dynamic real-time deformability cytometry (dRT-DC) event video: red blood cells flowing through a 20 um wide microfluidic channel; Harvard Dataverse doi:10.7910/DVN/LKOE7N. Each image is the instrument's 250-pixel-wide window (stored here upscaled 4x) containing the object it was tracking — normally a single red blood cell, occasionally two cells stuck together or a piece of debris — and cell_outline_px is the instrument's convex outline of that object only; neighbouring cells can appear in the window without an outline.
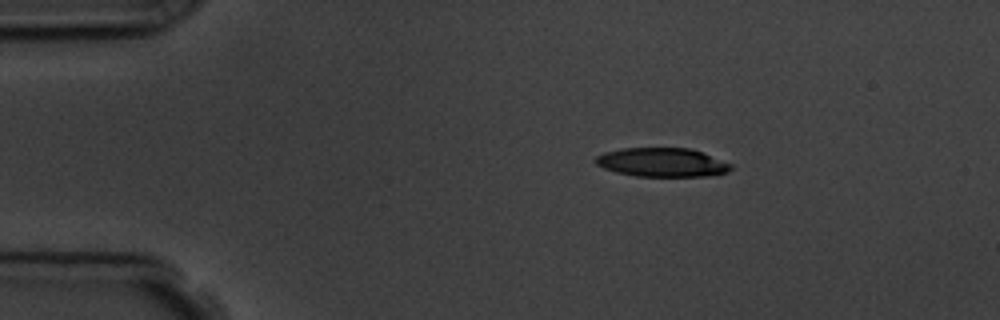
{"species": "common noctule bat (a hibernating species)", "species_latin": "Nyctalus noctula", "temperature_condition": "room temperature", "stored_images_in_passage": 4, "camera_frame_rate_fps": 3000, "um_per_image_px": 0.085, "animal": {"sex": "male", "body_mass_g": 19.5, "forearm_length_mm": 54.6}, "frame": {"image": 1, "passage_image": 1, "time_ms": 0.0, "image_size_px": [1000, 320], "cell_outline_px": [[732, 168], [728, 172], [704, 176], [636, 176], [616, 172], [604, 168], [596, 164], [592, 160], [596, 156], [604, 152], [620, 148], [692, 148], [732, 164]], "centroid_in_image_um": [56.24, 13.79], "position_along_channel_um": 28.8, "area_um2": 22.83}}
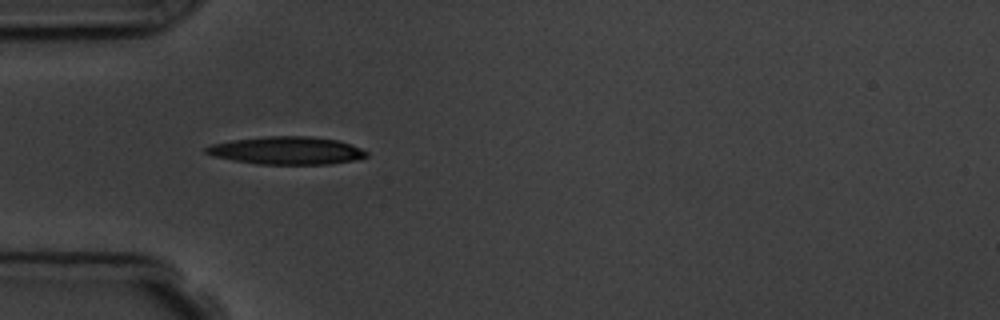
{"frame": {"image": 2, "passage_image": 3, "time_ms": 2.333, "image_size_px": [1000, 320], "cell_outline_px": [[368, 156], [352, 160], [328, 164], [256, 164], [232, 160], [212, 156], [204, 152], [204, 148], [212, 144], [232, 140], [268, 136], [312, 136], [336, 140], [352, 144], [368, 152]], "centroid_in_image_um": [24.34, 12.79], "position_along_channel_um": 60.7, "area_um2": 25.95}}